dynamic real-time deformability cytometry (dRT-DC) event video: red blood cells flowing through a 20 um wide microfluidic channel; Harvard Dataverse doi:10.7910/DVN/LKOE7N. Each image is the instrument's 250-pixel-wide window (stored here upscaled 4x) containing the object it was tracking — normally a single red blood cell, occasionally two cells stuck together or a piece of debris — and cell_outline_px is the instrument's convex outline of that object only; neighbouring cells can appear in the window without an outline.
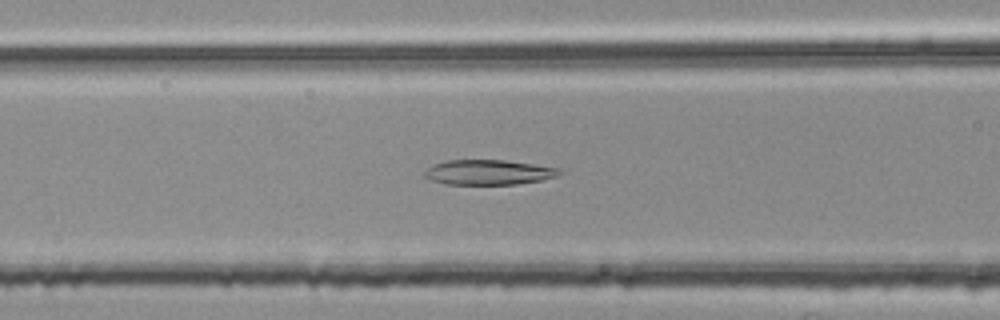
{"species": "common noctule bat (a hibernating species)", "species_latin": "Nyctalus noctula", "temperature_condition": "room temperature", "stored_images_in_passage": 34, "camera_frame_rate_fps": 3000, "um_per_image_px": 0.085, "animal": {"sex": "female", "body_mass_g": 25.1}, "frame": {"image": 1, "passage_image": 10, "time_ms": 3.0, "image_size_px": [1000, 320], "cell_outline_px": [[560, 172], [556, 176], [540, 180], [516, 184], [444, 184], [428, 180], [424, 176], [424, 172], [428, 168], [436, 164], [448, 160], [504, 160], [560, 168]], "centroid_in_image_um": [41.48, 14.65], "position_along_channel_um": 125.1, "area_um2": 19.42}}
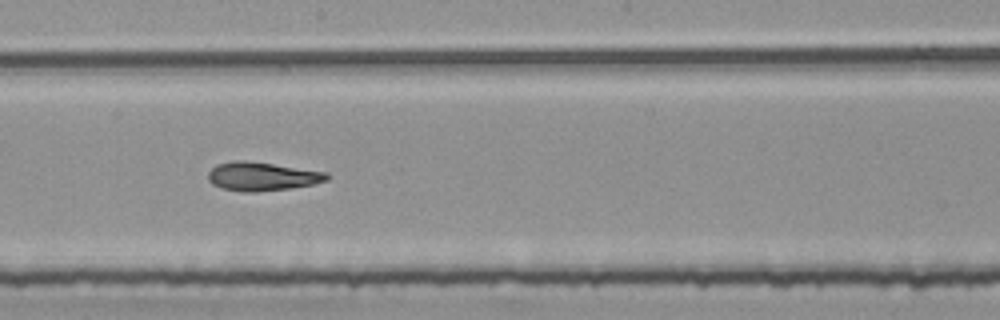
{"frame": {"image": 2, "passage_image": 18, "time_ms": 5.667, "image_size_px": [1000, 320], "cell_outline_px": [[328, 180], [312, 184], [292, 188], [256, 192], [244, 192], [220, 188], [212, 184], [208, 180], [208, 172], [216, 164], [232, 160], [244, 160], [328, 172]], "centroid_in_image_um": [22.23, 15.0], "position_along_channel_um": 226.0, "area_um2": 19.88}}
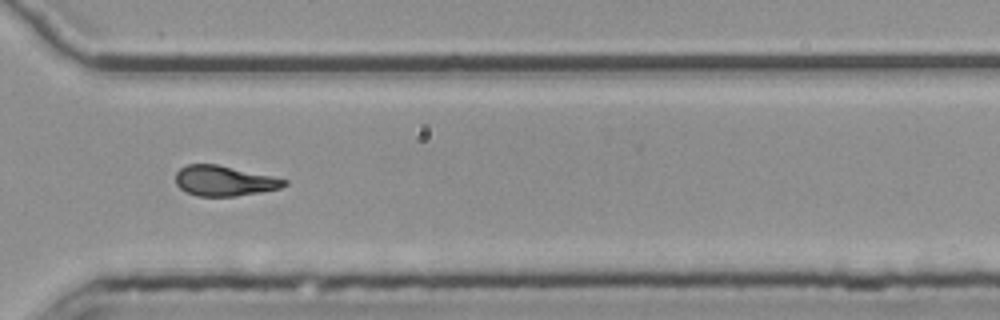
{"frame": {"image": 3, "passage_image": 28, "time_ms": 9.0, "image_size_px": [1000, 320], "cell_outline_px": [[288, 184], [280, 188], [260, 192], [236, 196], [196, 196], [180, 188], [176, 184], [176, 172], [180, 168], [188, 164], [216, 164], [272, 176], [288, 180]], "centroid_in_image_um": [19.05, 15.37], "position_along_channel_um": 351.5, "area_um2": 19.02}, "authors_computed_cell_mechanics": {"area_um2": 19.7676, "velocity_mm_per_s": 3.7875, "shape_relaxation_time_tau1_ms": null, "shape_relaxation_time_tau2_ms": 5.2736, "deformation_change_tau1": null, "deformation_change_tau2": 0.1497}}